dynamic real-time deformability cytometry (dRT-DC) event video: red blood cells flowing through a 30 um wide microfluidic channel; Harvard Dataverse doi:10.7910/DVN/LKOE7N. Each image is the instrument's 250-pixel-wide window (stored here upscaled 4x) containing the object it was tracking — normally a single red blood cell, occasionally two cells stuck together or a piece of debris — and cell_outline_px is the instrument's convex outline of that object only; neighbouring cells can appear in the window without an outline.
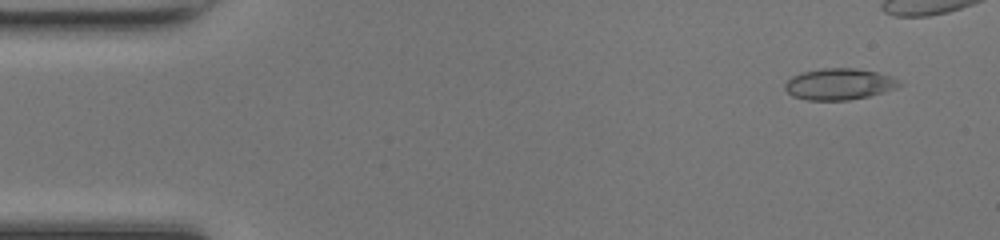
{"species": "common noctule bat (a hibernating species)", "species_latin": "Nyctalus noctula", "temperature_condition": "room temperature", "stored_images_in_passage": 39, "camera_frame_rate_fps": 3000, "um_per_image_px": 0.085, "animal": {"sex": "female", "body_mass_g": 17.0, "forearm_length_mm": 48.0}, "frame": {"image": 1, "passage_image": 4, "time_ms": 1.0, "image_size_px": [1000, 240], "cell_outline_px": [[904, 84], [896, 88], [868, 96], [848, 100], [808, 100], [792, 96], [784, 88], [784, 84], [792, 76], [804, 72], [820, 68], [856, 68], [876, 72], [892, 76], [900, 80]], "centroid_in_image_um": [71.35, 7.14], "position_along_channel_um": 13.7, "area_um2": 20.92}}
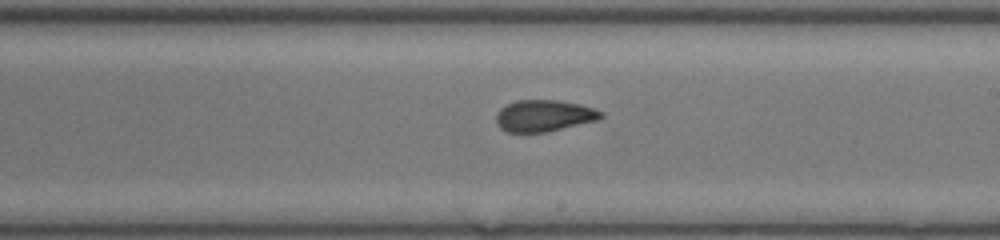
{"frame": {"image": 2, "passage_image": 28, "time_ms": 9.0, "image_size_px": [1000, 240], "cell_outline_px": [[604, 116], [600, 120], [548, 132], [508, 132], [500, 128], [496, 124], [496, 116], [500, 108], [516, 100], [556, 100], [580, 104], [604, 112]], "centroid_in_image_um": [46.27, 9.84], "position_along_channel_um": 242.7, "area_um2": 19.48}}
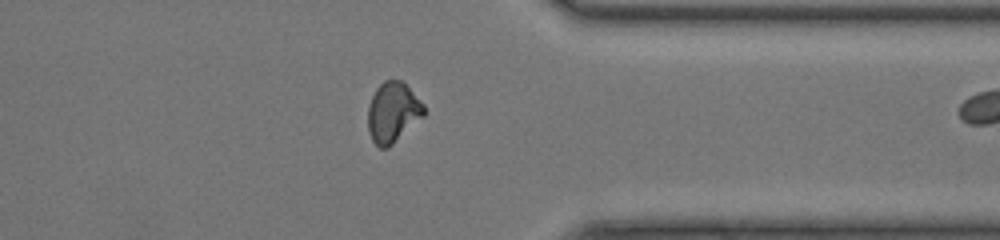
{"frame": {"image": 3, "passage_image": 38, "time_ms": 12.333, "image_size_px": [1000, 240], "cell_outline_px": [[424, 116], [388, 148], [380, 148], [372, 140], [368, 132], [368, 104], [376, 88], [384, 80], [400, 80], [424, 104]], "centroid_in_image_um": [33.37, 9.56], "position_along_channel_um": 378.0, "area_um2": 19.54}}